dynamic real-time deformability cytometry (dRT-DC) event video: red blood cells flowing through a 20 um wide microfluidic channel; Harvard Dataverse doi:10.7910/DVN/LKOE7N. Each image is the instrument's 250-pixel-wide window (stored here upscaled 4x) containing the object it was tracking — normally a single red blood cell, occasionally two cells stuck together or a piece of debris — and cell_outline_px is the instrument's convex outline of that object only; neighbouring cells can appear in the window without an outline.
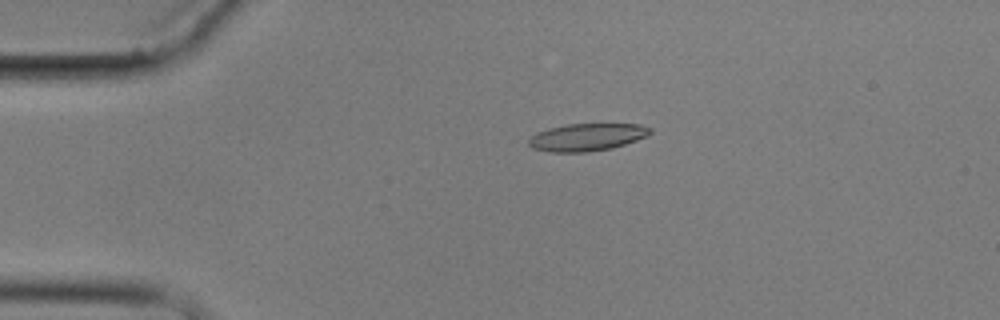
{"species": "common noctule bat (a hibernating species)", "species_latin": "Nyctalus noctula", "temperature_condition": "cold", "stored_images_in_passage": 9, "camera_frame_rate_fps": 3000, "um_per_image_px": 0.085, "animal": {"sex": "male", "body_mass_g": 17.9}, "frame": {"image": 1, "passage_image": 4, "time_ms": 3.333, "image_size_px": [1000, 320], "cell_outline_px": [[652, 132], [636, 140], [612, 148], [588, 152], [548, 152], [532, 148], [528, 144], [528, 140], [536, 132], [548, 128], [568, 124], [640, 124], [652, 128]], "centroid_in_image_um": [49.86, 11.66], "position_along_channel_um": 35.1, "area_um2": 19.42}}
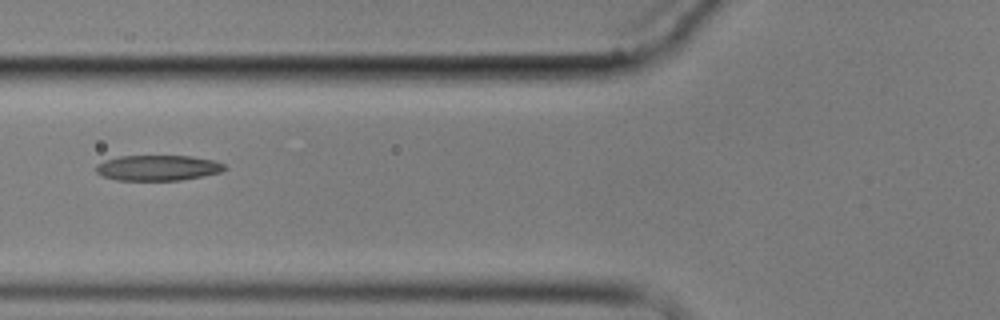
{"frame": {"image": 2, "passage_image": 7, "time_ms": 6.667, "image_size_px": [1000, 320], "cell_outline_px": [[228, 168], [220, 172], [204, 176], [180, 180], [116, 180], [100, 176], [96, 172], [96, 164], [104, 160], [120, 156], [188, 156], [212, 160], [224, 164]], "centroid_in_image_um": [13.38, 14.27], "position_along_channel_um": 112.4, "area_um2": 19.13}}
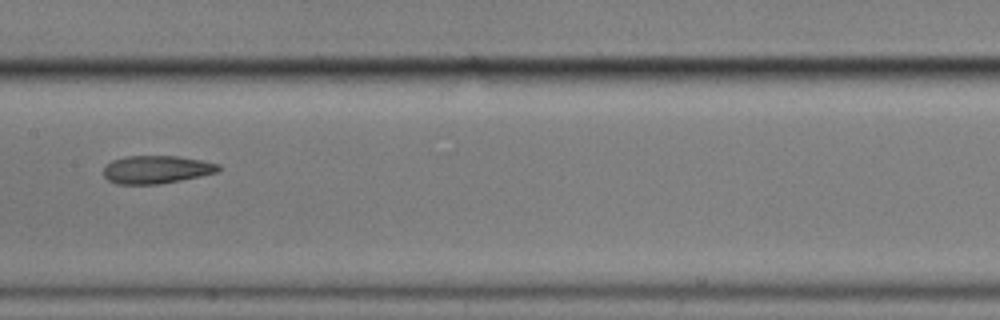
{"frame": {"image": 3, "passage_image": 9, "time_ms": 9.0, "image_size_px": [1000, 320], "cell_outline_px": [[220, 168], [216, 172], [200, 176], [160, 184], [116, 184], [108, 180], [104, 176], [104, 168], [112, 160], [124, 156], [180, 156], [220, 164]], "centroid_in_image_um": [13.28, 14.41], "position_along_channel_um": 194.1, "area_um2": 18.67}}